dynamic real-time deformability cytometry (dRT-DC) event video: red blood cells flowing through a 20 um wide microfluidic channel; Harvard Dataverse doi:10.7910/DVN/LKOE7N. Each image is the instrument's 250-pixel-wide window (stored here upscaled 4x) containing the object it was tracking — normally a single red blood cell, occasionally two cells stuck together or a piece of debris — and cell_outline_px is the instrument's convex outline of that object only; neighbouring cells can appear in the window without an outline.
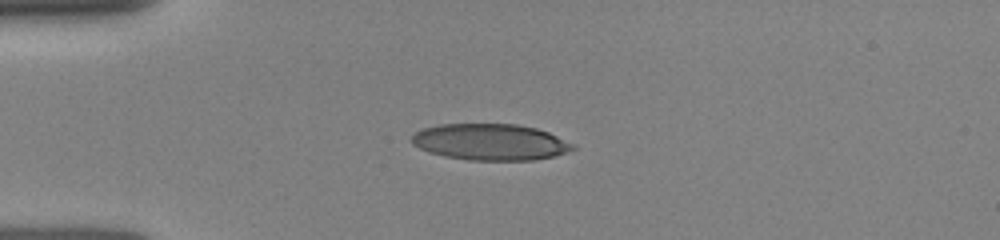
{"species": "human", "species_latin": "Homo sapiens", "temperature_condition": "room temperature", "stored_images_in_passage": 25, "camera_frame_rate_fps": 3000, "um_per_image_px": 0.085, "donor": {"sex": "female"}, "frame": {"image": 1, "passage_image": 1, "time_ms": 0.0, "image_size_px": [1000, 240], "cell_outline_px": [[576, 148], [568, 152], [552, 156], [532, 160], [468, 160], [444, 156], [420, 148], [412, 144], [408, 140], [416, 132], [424, 128], [440, 124], [516, 124], [536, 128], [548, 132], [576, 144]], "centroid_in_image_um": [41.69, 12.07], "position_along_channel_um": 43.3, "area_um2": 34.16}}
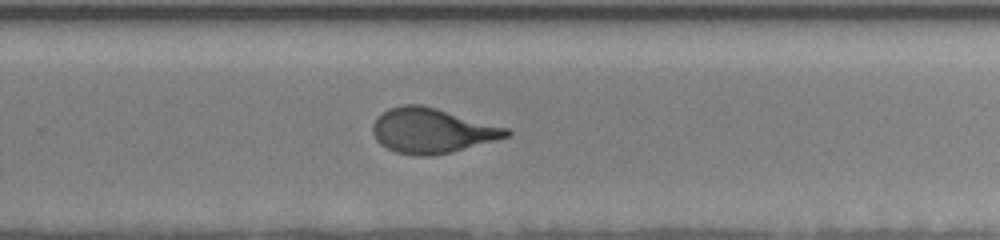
{"frame": {"image": 2, "passage_image": 14, "time_ms": 6.667, "image_size_px": [1000, 240], "cell_outline_px": [[512, 136], [452, 152], [432, 156], [416, 156], [396, 152], [380, 144], [376, 140], [372, 132], [372, 124], [376, 116], [388, 108], [404, 104], [420, 104], [436, 108], [508, 128], [512, 132]], "centroid_in_image_um": [36.7, 11.11], "position_along_channel_um": 293.1, "area_um2": 35.26}}
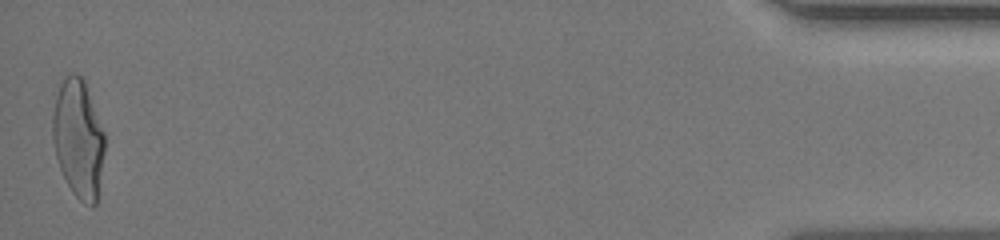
{"frame": {"image": 3, "passage_image": 25, "time_ms": 12.0, "image_size_px": [1000, 240], "cell_outline_px": [[104, 152], [96, 204], [92, 208], [84, 204], [72, 192], [60, 168], [56, 156], [52, 140], [52, 116], [56, 96], [60, 84], [68, 72], [76, 72], [84, 80], [104, 132]], "centroid_in_image_um": [6.64, 11.77], "position_along_channel_um": 428.6, "area_um2": 35.84}}